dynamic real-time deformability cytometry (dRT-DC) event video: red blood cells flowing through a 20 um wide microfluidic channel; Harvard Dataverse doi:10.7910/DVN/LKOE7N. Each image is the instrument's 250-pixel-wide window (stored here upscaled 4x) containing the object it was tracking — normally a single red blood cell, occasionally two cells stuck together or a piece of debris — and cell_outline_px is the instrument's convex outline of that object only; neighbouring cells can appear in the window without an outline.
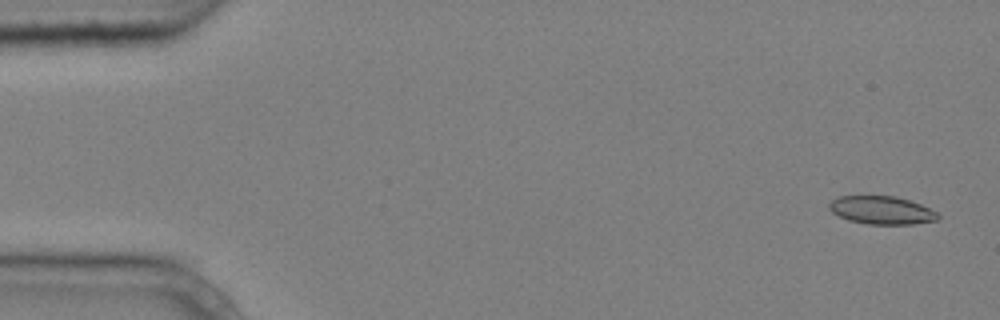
{"species": "common noctule bat (a hibernating species)", "species_latin": "Nyctalus noctula", "temperature_condition": "cold", "stored_images_in_passage": 4, "camera_frame_rate_fps": 3000, "um_per_image_px": 0.085, "animal": {"sex": "male", "body_mass_g": 20.4}, "frame": {"image": 1, "passage_image": 1, "time_ms": 0.0, "image_size_px": [1000, 320], "cell_outline_px": [[940, 216], [936, 220], [912, 224], [868, 224], [848, 220], [832, 212], [828, 208], [828, 204], [836, 196], [896, 196], [920, 204], [936, 212]], "centroid_in_image_um": [74.9, 17.86], "position_along_channel_um": 10.1, "area_um2": 17.69}}
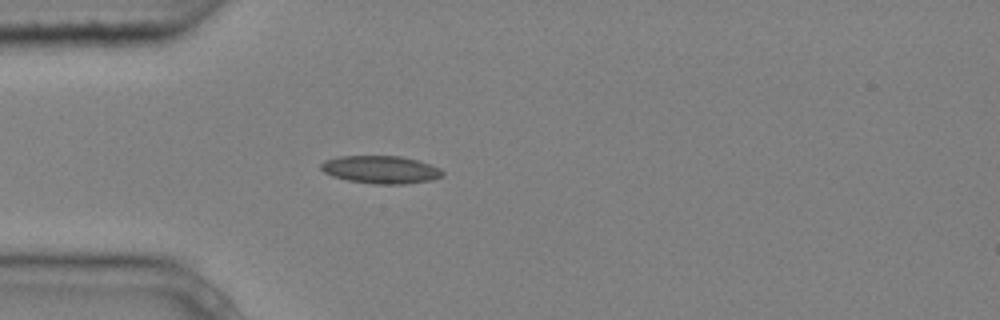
{"frame": {"image": 2, "passage_image": 4, "time_ms": 1.0, "image_size_px": [1000, 320], "cell_outline_px": [[444, 176], [432, 180], [404, 184], [372, 184], [348, 180], [332, 176], [324, 172], [320, 168], [320, 164], [324, 160], [336, 156], [400, 156], [416, 160], [440, 168], [444, 172]], "centroid_in_image_um": [32.34, 14.42], "position_along_channel_um": 52.7, "area_um2": 19.77}}